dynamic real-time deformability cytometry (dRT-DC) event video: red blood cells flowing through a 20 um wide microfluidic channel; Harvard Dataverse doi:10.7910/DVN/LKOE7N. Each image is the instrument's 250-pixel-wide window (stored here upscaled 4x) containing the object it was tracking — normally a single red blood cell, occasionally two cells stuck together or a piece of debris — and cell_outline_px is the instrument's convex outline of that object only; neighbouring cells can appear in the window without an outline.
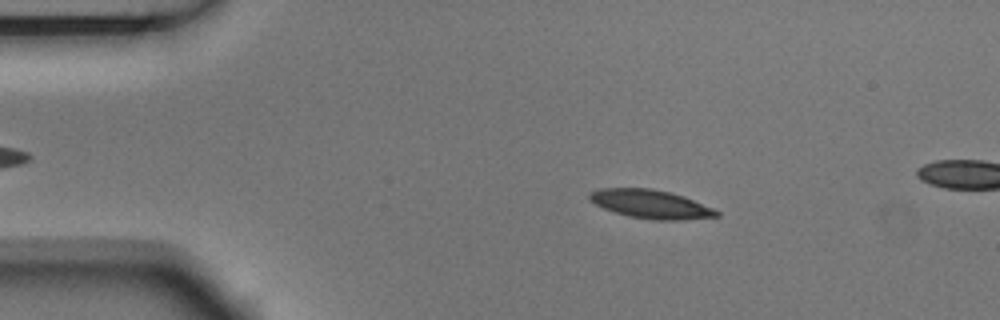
{"species": "Egyptian fruit bat (a non-hibernating species)", "species_latin": "Rousettus aegyptiacus", "temperature_condition": "room temperature", "stored_images_in_passage": 9, "camera_frame_rate_fps": 3000, "um_per_image_px": 0.085, "animal": {"sex": "male"}, "frame": {"image": 1, "passage_image": 2, "time_ms": 0.333, "image_size_px": [1000, 320], "cell_outline_px": [[720, 216], [684, 220], [652, 220], [628, 216], [604, 208], [588, 200], [588, 192], [600, 188], [652, 188], [684, 196], [712, 208], [720, 212]], "centroid_in_image_um": [55.29, 17.35], "position_along_channel_um": 29.7, "area_um2": 21.21}}
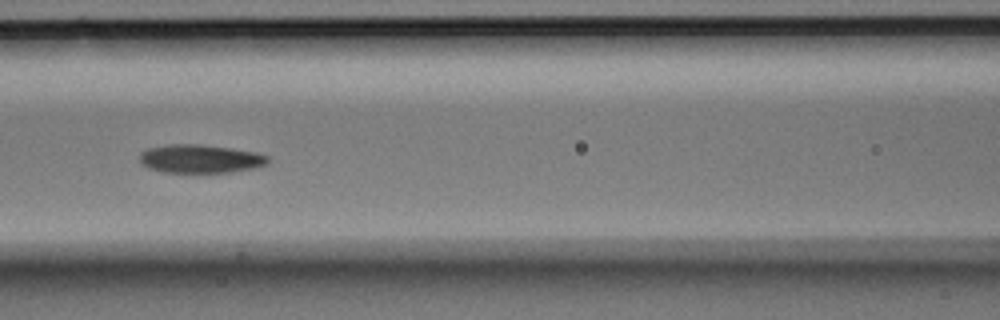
{"frame": {"image": 2, "passage_image": 6, "time_ms": 1.667, "image_size_px": [1000, 320], "cell_outline_px": [[268, 164], [260, 168], [232, 172], [164, 172], [148, 168], [140, 160], [140, 152], [148, 148], [168, 144], [200, 144], [232, 148], [256, 152], [268, 156]], "centroid_in_image_um": [17.08, 13.49], "position_along_channel_um": 149.5, "area_um2": 21.44}}
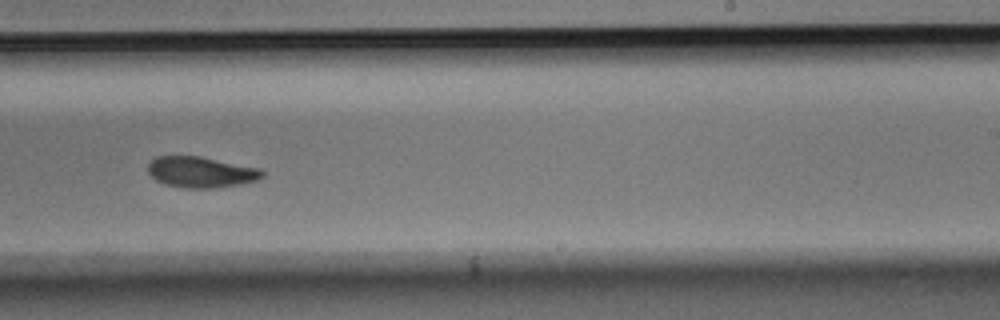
{"frame": {"image": 3, "passage_image": 9, "time_ms": 2.667, "image_size_px": [1000, 320], "cell_outline_px": [[264, 176], [256, 180], [216, 188], [184, 188], [164, 184], [156, 180], [148, 172], [148, 164], [156, 156], [200, 156], [260, 168], [264, 172]], "centroid_in_image_um": [17.06, 14.62], "position_along_channel_um": 271.9, "area_um2": 20.52}}